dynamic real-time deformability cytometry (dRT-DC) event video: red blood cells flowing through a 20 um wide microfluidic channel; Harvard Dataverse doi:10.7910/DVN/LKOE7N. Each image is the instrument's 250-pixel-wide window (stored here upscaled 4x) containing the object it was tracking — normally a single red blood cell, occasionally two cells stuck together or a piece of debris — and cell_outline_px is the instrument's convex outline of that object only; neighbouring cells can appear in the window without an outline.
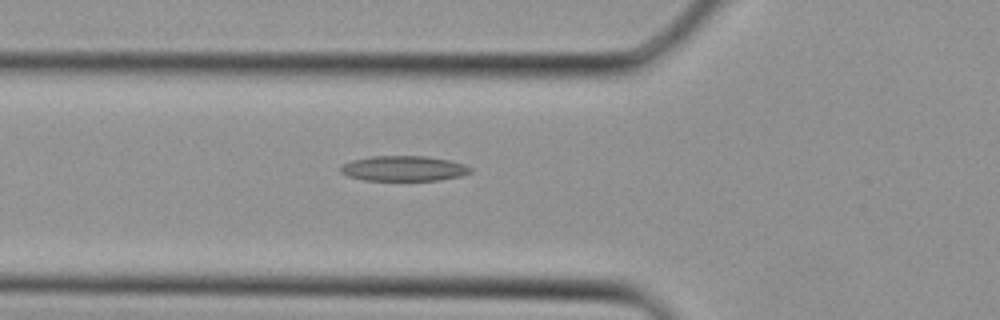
{"species": "Egyptian fruit bat (a non-hibernating species)", "species_latin": "Rousettus aegyptiacus", "temperature_condition": "cold", "stored_images_in_passage": 28, "camera_frame_rate_fps": 3000, "um_per_image_px": 0.085, "animal": {"sex": "female"}, "frame": {"image": 1, "passage_image": 5, "time_ms": 1.333, "image_size_px": [1000, 320], "cell_outline_px": [[472, 172], [464, 176], [440, 180], [364, 180], [348, 176], [340, 172], [340, 168], [344, 164], [352, 160], [372, 156], [424, 156], [448, 160], [464, 164], [472, 168]], "centroid_in_image_um": [34.35, 14.32], "position_along_channel_um": 91.4, "area_um2": 19.07}}
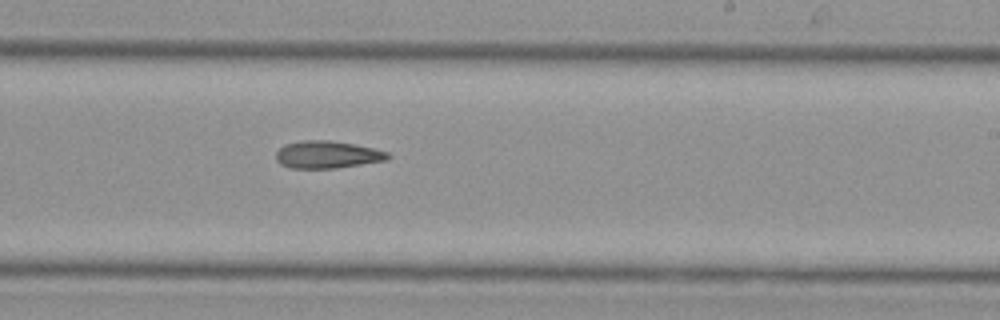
{"frame": {"image": 2, "passage_image": 14, "time_ms": 4.333, "image_size_px": [1000, 320], "cell_outline_px": [[392, 156], [388, 160], [336, 168], [288, 168], [280, 164], [276, 160], [276, 152], [284, 144], [300, 140], [328, 140], [352, 144], [372, 148], [388, 152]], "centroid_in_image_um": [27.8, 13.14], "position_along_channel_um": 261.2, "area_um2": 17.92}}
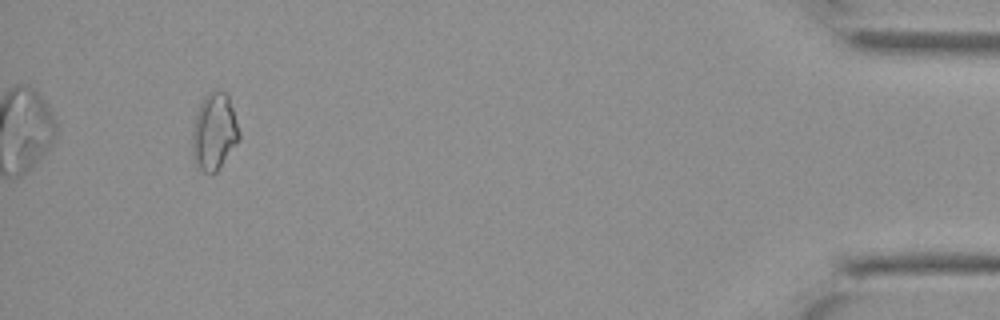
{"frame": {"image": 3, "passage_image": 26, "time_ms": 8.333, "image_size_px": [1000, 320], "cell_outline_px": [[240, 140], [216, 172], [212, 176], [196, 168], [192, 156], [192, 132], [196, 116], [200, 104], [204, 96], [208, 92], [216, 88], [224, 92], [228, 96], [240, 132]], "centroid_in_image_um": [18.2, 11.23], "position_along_channel_um": 417.0, "area_um2": 21.27}}